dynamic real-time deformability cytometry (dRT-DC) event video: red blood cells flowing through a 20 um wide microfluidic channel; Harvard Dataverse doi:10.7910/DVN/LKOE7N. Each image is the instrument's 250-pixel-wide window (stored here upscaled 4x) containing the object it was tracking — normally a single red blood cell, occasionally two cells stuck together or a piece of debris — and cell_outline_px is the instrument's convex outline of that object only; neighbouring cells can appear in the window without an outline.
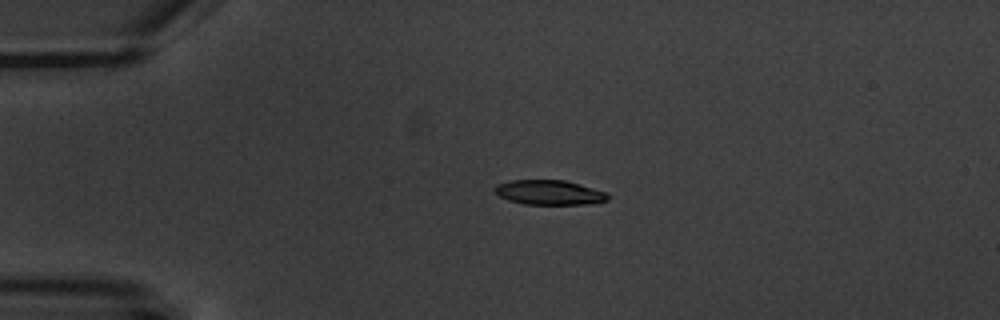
{"species": "common noctule bat (a hibernating species)", "species_latin": "Nyctalus noctula", "temperature_condition": "warm", "stored_images_in_passage": 4, "camera_frame_rate_fps": 3000, "um_per_image_px": 0.085, "animal": {"sex": "male", "body_mass_g": 20.1, "forearm_length_mm": 53.5}, "frame": {"image": 1, "passage_image": 3, "time_ms": 3.333, "image_size_px": [1000, 320], "cell_outline_px": [[608, 200], [584, 204], [524, 204], [508, 200], [492, 192], [492, 188], [496, 184], [512, 180], [564, 180], [580, 184], [608, 192]], "centroid_in_image_um": [46.64, 16.35], "position_along_channel_um": 38.4, "area_um2": 16.36}}